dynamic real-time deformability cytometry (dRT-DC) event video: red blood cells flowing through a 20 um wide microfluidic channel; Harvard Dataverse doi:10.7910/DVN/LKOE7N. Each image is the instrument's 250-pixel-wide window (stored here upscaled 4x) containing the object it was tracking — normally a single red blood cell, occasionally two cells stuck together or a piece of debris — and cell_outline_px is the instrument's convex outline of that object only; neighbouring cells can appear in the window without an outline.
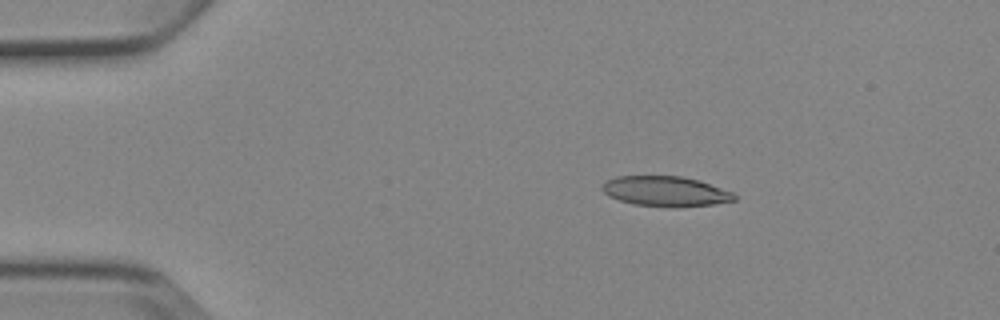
{"species": "Egyptian fruit bat (a non-hibernating species)", "species_latin": "Rousettus aegyptiacus", "temperature_condition": "cold", "stored_images_in_passage": 4, "camera_frame_rate_fps": 3000, "um_per_image_px": 0.085, "animal": {"sex": "female"}, "frame": {"image": 1, "passage_image": 2, "time_ms": 1.333, "image_size_px": [1000, 320], "cell_outline_px": [[736, 200], [712, 204], [676, 208], [672, 208], [632, 204], [608, 196], [600, 188], [608, 180], [616, 176], [680, 176], [696, 180], [732, 192], [736, 196]], "centroid_in_image_um": [56.54, 16.28], "position_along_channel_um": 28.5, "area_um2": 23.06}}
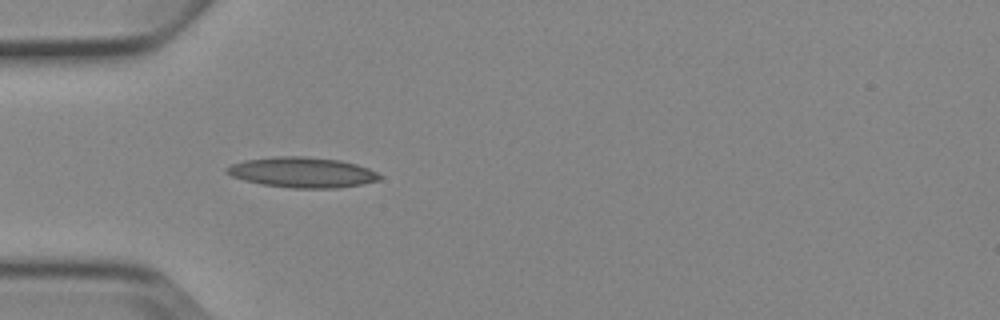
{"frame": {"image": 2, "passage_image": 4, "time_ms": 3.667, "image_size_px": [1000, 320], "cell_outline_px": [[380, 180], [360, 184], [336, 188], [292, 188], [264, 184], [244, 180], [232, 176], [224, 172], [224, 168], [232, 164], [244, 160], [276, 156], [304, 156], [340, 160], [356, 164], [368, 168], [376, 172], [380, 176]], "centroid_in_image_um": [25.66, 14.64], "position_along_channel_um": 59.3, "area_um2": 26.93}}